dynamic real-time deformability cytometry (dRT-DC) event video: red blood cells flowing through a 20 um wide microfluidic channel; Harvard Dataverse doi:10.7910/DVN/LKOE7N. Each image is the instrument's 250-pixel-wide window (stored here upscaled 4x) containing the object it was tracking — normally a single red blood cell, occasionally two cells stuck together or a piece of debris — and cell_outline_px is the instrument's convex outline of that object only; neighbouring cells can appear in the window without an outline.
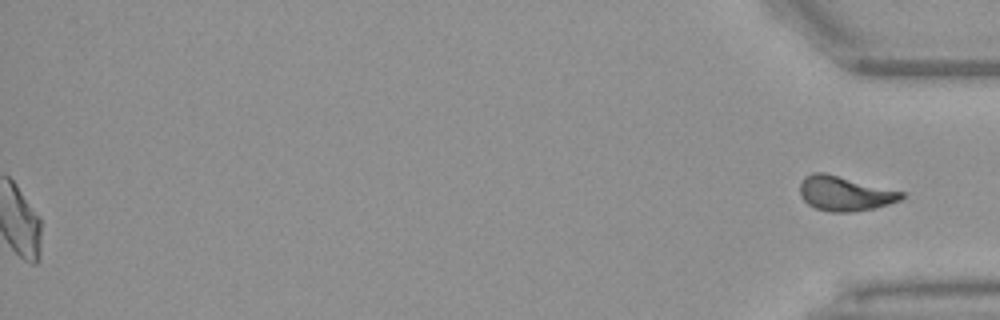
{"species": "Egyptian fruit bat (a non-hibernating species)", "species_latin": "Rousettus aegyptiacus", "temperature_condition": "warm", "stored_images_in_passage": 53, "segment_of_instrument_passage": [2, 2], "camera_frame_rate_fps": 3000, "um_per_image_px": 0.085, "animal": {"sex": "female"}, "frame": {"image": 1, "passage_image": 53, "time_ms": 17.333, "image_size_px": [1000, 320], "cell_outline_px": [[904, 196], [900, 200], [888, 204], [872, 208], [852, 212], [832, 212], [816, 208], [808, 204], [800, 196], [800, 180], [804, 176], [812, 172], [824, 172], [904, 192]], "centroid_in_image_um": [71.76, 16.43], "position_along_channel_um": 363.4, "area_um2": 20.46}}